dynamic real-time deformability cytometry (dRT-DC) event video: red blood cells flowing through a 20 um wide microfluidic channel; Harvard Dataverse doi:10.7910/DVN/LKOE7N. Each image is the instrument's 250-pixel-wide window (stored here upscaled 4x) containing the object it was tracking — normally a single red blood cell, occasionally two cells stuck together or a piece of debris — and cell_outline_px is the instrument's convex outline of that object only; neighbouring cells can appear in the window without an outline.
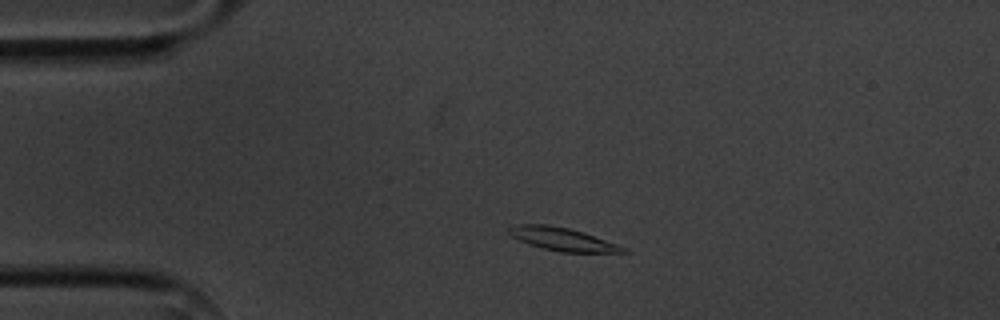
{"species": "common noctule bat (a hibernating species)", "species_latin": "Nyctalus noctula", "temperature_condition": "cold", "stored_images_in_passage": 2, "camera_frame_rate_fps": 3000, "um_per_image_px": 0.085, "animal": {"sex": "male", "body_mass_g": 20.1, "forearm_length_mm": 53.5}, "frame": {"image": 1, "passage_image": 1, "time_ms": 0.0, "image_size_px": [1000, 320], "cell_outline_px": [[628, 252], [560, 252], [540, 248], [528, 244], [512, 236], [508, 232], [508, 228], [516, 224], [548, 224], [568, 228], [584, 232], [616, 244], [624, 248]], "centroid_in_image_um": [47.74, 20.32], "position_along_channel_um": 37.3, "area_um2": 15.2}}